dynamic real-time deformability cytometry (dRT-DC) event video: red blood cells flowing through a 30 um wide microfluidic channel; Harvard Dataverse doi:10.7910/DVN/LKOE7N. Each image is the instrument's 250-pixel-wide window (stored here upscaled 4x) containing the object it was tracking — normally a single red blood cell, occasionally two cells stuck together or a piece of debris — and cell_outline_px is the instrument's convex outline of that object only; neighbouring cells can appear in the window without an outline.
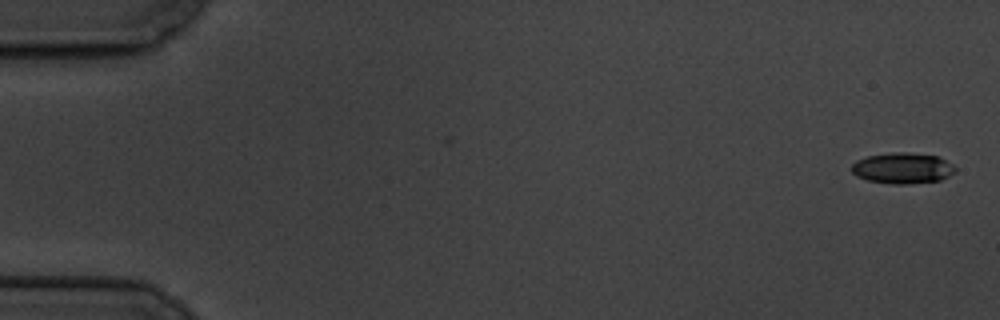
{"species": "common noctule bat (a hibernating species)", "species_latin": "Nyctalus noctula", "temperature_condition": "cold", "stored_images_in_passage": 6, "camera_frame_rate_fps": 3000, "um_per_image_px": 0.085, "animal": {"sex": "male", "body_mass_g": 19.5, "forearm_length_mm": 54.6}, "frame": {"image": 1, "passage_image": 1, "time_ms": 0.0, "image_size_px": [1000, 320], "cell_outline_px": [[956, 172], [940, 180], [908, 184], [892, 184], [868, 180], [856, 176], [852, 172], [852, 164], [856, 160], [868, 156], [892, 152], [908, 152], [940, 156], [952, 164], [956, 168]], "centroid_in_image_um": [76.74, 14.28], "position_along_channel_um": 8.3, "area_um2": 18.79}}
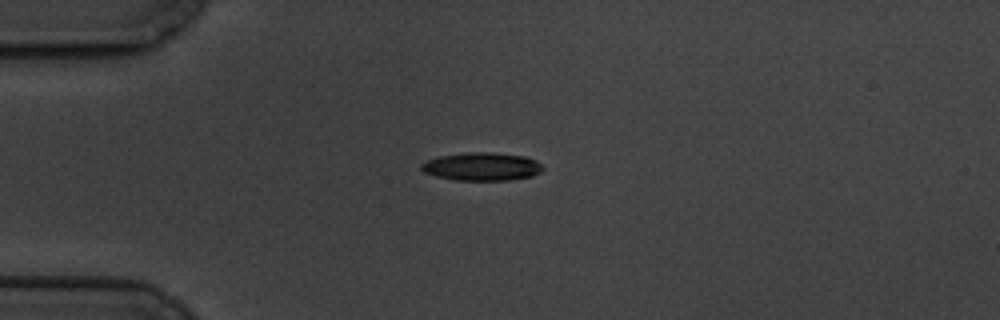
{"frame": {"image": 2, "passage_image": 5, "time_ms": 4.667, "image_size_px": [1000, 320], "cell_outline_px": [[544, 168], [540, 172], [532, 176], [512, 180], [456, 180], [436, 176], [424, 172], [420, 168], [420, 164], [424, 160], [440, 156], [468, 152], [492, 152], [524, 156], [536, 160]], "centroid_in_image_um": [40.94, 14.15], "position_along_channel_um": 44.1, "area_um2": 20.0}}